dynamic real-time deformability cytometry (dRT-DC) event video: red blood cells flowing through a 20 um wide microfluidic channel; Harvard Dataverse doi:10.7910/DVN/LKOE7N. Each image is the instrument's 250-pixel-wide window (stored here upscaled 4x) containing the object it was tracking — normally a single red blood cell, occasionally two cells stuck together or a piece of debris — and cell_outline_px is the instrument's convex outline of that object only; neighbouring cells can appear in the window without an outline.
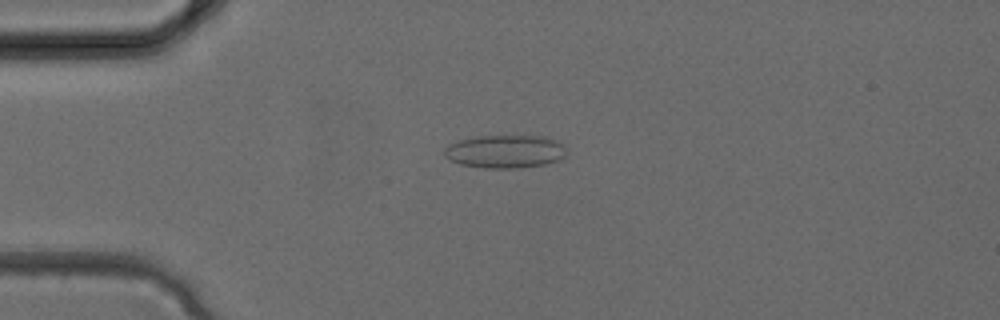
{"species": "common noctule bat (a hibernating species)", "species_latin": "Nyctalus noctula", "temperature_condition": "cold", "stored_images_in_passage": 3, "camera_frame_rate_fps": 3000, "um_per_image_px": 0.085, "animal": {"sex": "female", "body_mass_g": 24.6, "forearm_length_mm": 56.2}, "frame": {"image": 1, "passage_image": 3, "time_ms": 0.667, "image_size_px": [1000, 320], "cell_outline_px": [[568, 148], [564, 156], [560, 160], [548, 164], [520, 168], [484, 168], [460, 164], [444, 156], [444, 148], [448, 144], [460, 140], [476, 136], [548, 136], [560, 140], [568, 144]], "centroid_in_image_um": [43.03, 12.87], "position_along_channel_um": 42.0, "area_um2": 24.16}}